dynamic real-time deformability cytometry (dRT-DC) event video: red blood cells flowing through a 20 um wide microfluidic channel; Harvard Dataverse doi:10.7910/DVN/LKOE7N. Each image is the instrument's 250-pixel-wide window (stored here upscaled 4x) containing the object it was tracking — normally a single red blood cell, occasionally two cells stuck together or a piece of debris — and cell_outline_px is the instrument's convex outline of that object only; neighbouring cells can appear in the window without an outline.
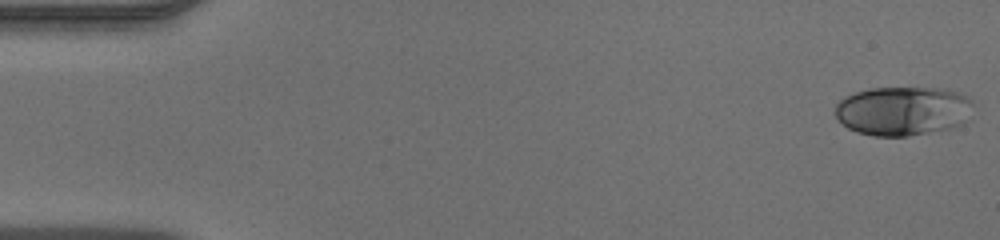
{"species": "human", "species_latin": "Homo sapiens", "temperature_condition": "warm", "stored_images_in_passage": 47, "camera_frame_rate_fps": 3000, "um_per_image_px": 0.085, "donor": {"sex": "male"}, "frame": {"image": 1, "passage_image": 1, "time_ms": 0.0, "image_size_px": [1000, 240], "cell_outline_px": [[972, 104], [964, 124], [952, 128], [908, 136], [872, 136], [856, 132], [848, 128], [836, 116], [836, 104], [844, 96], [868, 88], [940, 88], [960, 92], [968, 96], [972, 100]], "centroid_in_image_um": [76.75, 9.42], "position_along_channel_um": 8.2, "area_um2": 39.65}}
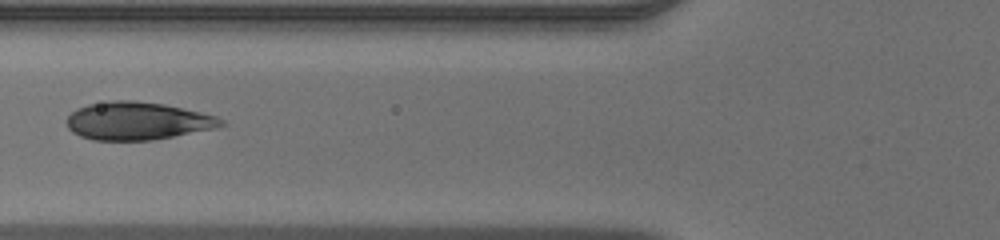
{"frame": {"image": 2, "passage_image": 18, "time_ms": 5.667, "image_size_px": [1000, 240], "cell_outline_px": [[228, 124], [216, 128], [152, 140], [92, 140], [80, 136], [72, 132], [68, 128], [68, 116], [76, 108], [88, 104], [108, 100], [132, 100], [164, 104], [200, 112], [216, 116], [224, 120]], "centroid_in_image_um": [11.68, 10.27], "position_along_channel_um": 114.1, "area_um2": 34.1}}
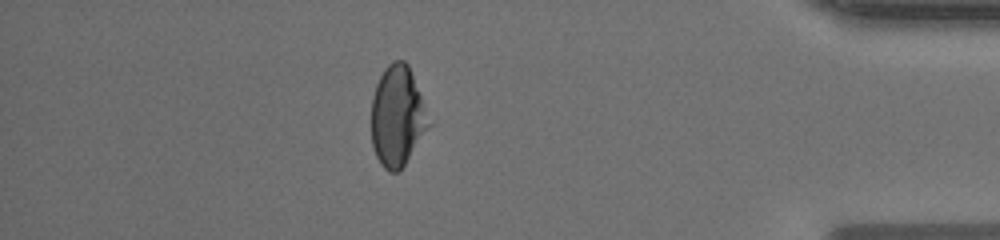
{"frame": {"image": 3, "passage_image": 41, "time_ms": 13.333, "image_size_px": [1000, 240], "cell_outline_px": [[432, 124], [400, 172], [388, 172], [380, 164], [376, 156], [372, 144], [372, 96], [376, 84], [384, 68], [392, 60], [404, 60], [408, 64]], "centroid_in_image_um": [33.78, 9.91], "position_along_channel_um": 401.4, "area_um2": 33.81}}